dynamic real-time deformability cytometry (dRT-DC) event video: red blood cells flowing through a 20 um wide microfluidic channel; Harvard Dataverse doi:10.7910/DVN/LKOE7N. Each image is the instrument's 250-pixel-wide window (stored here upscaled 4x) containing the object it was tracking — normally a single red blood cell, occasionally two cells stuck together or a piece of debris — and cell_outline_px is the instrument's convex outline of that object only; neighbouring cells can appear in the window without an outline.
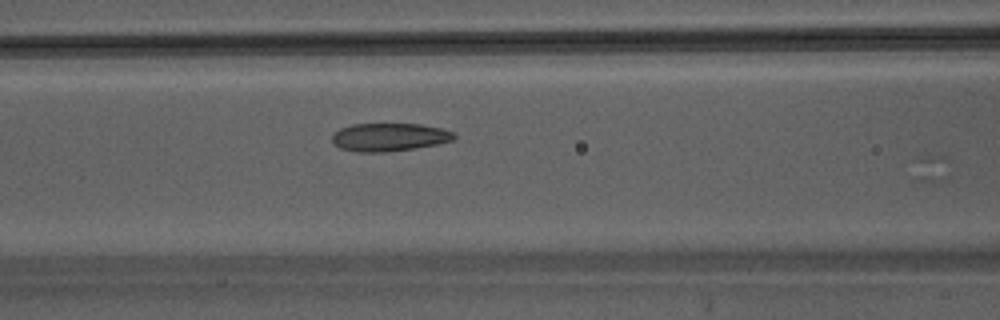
{"species": "Egyptian fruit bat (a non-hibernating species)", "species_latin": "Rousettus aegyptiacus", "temperature_condition": "warm", "stored_images_in_passage": 23, "camera_frame_rate_fps": 3000, "um_per_image_px": 0.085, "animal": {"sex": "male"}, "frame": {"image": 1, "passage_image": 3, "time_ms": 0.667, "image_size_px": [1000, 320], "cell_outline_px": [[456, 136], [452, 140], [436, 144], [416, 148], [384, 152], [356, 152], [340, 148], [332, 140], [332, 136], [340, 128], [352, 124], [420, 124], [440, 128], [452, 132]], "centroid_in_image_um": [33.07, 11.66], "position_along_channel_um": 133.5, "area_um2": 19.77}}
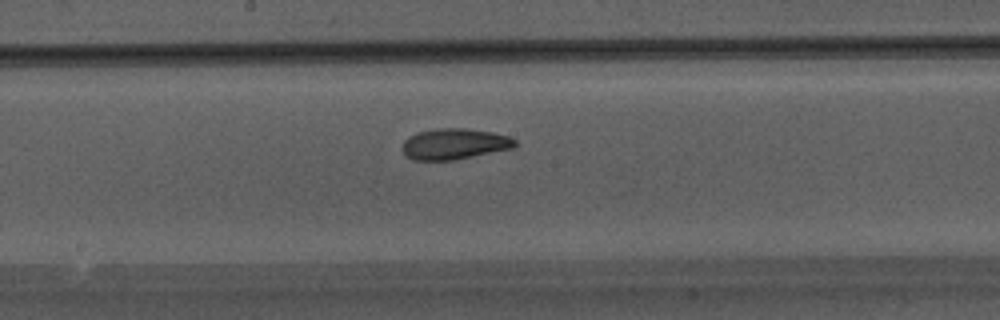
{"frame": {"image": 2, "passage_image": 8, "time_ms": 2.333, "image_size_px": [1000, 320], "cell_outline_px": [[516, 144], [512, 148], [452, 160], [412, 160], [404, 152], [404, 140], [408, 136], [416, 132], [436, 128], [464, 128], [492, 132], [508, 136], [516, 140]], "centroid_in_image_um": [38.6, 12.22], "position_along_channel_um": 209.6, "area_um2": 20.06}}
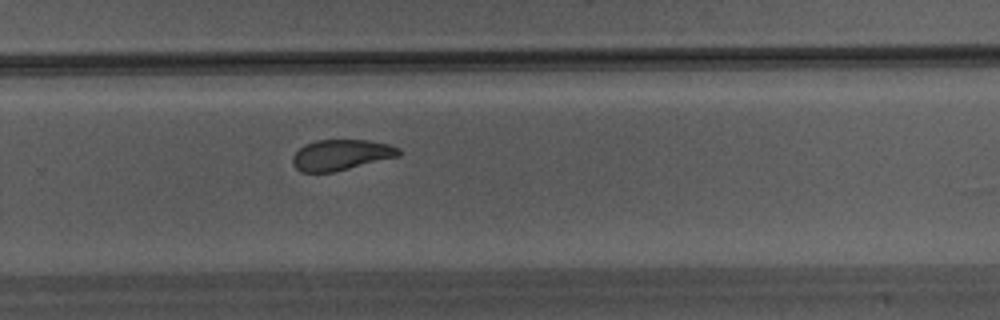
{"frame": {"image": 3, "passage_image": 14, "time_ms": 4.333, "image_size_px": [1000, 320], "cell_outline_px": [[400, 156], [332, 172], [300, 172], [292, 164], [292, 156], [304, 144], [316, 140], [368, 140], [388, 144], [400, 148]], "centroid_in_image_um": [28.97, 13.16], "position_along_channel_um": 300.8, "area_um2": 18.96}}